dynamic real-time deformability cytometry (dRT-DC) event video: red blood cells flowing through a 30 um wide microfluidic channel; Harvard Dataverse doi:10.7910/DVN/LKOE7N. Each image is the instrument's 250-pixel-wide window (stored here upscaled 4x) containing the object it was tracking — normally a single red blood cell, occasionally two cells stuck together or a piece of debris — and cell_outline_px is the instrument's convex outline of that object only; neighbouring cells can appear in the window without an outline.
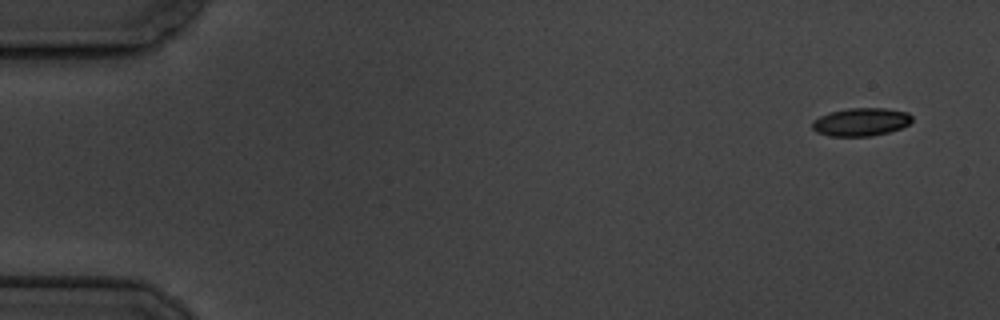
{"species": "common noctule bat (a hibernating species)", "species_latin": "Nyctalus noctula", "temperature_condition": "cold", "stored_images_in_passage": 5, "camera_frame_rate_fps": 3000, "um_per_image_px": 0.085, "animal": {"sex": "male", "body_mass_g": 19.5, "forearm_length_mm": 54.6}, "frame": {"image": 1, "passage_image": 1, "time_ms": 0.0, "image_size_px": [1000, 320], "cell_outline_px": [[912, 120], [908, 124], [900, 128], [888, 132], [868, 136], [828, 136], [816, 132], [812, 128], [812, 120], [820, 116], [832, 112], [848, 108], [884, 108], [908, 112], [912, 116]], "centroid_in_image_um": [73.16, 10.36], "position_along_channel_um": 11.8, "area_um2": 16.24}}
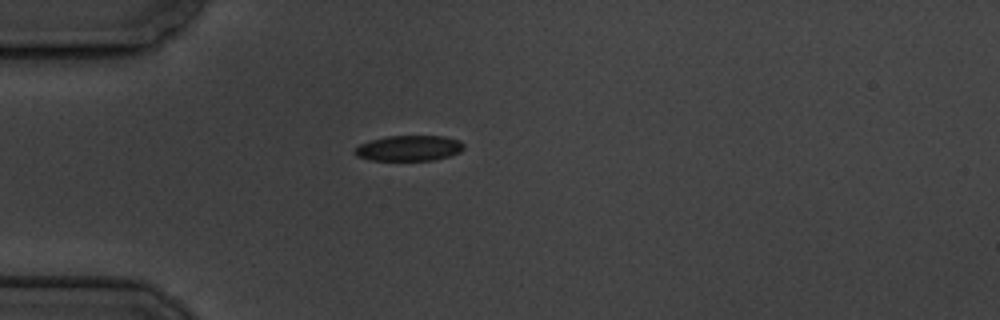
{"frame": {"image": 2, "passage_image": 5, "time_ms": 4.333, "image_size_px": [1000, 320], "cell_outline_px": [[464, 148], [460, 152], [448, 156], [432, 160], [372, 160], [356, 156], [352, 152], [360, 144], [372, 140], [388, 136], [444, 136], [460, 140], [464, 144]], "centroid_in_image_um": [34.77, 12.59], "position_along_channel_um": 50.2, "area_um2": 16.13}}